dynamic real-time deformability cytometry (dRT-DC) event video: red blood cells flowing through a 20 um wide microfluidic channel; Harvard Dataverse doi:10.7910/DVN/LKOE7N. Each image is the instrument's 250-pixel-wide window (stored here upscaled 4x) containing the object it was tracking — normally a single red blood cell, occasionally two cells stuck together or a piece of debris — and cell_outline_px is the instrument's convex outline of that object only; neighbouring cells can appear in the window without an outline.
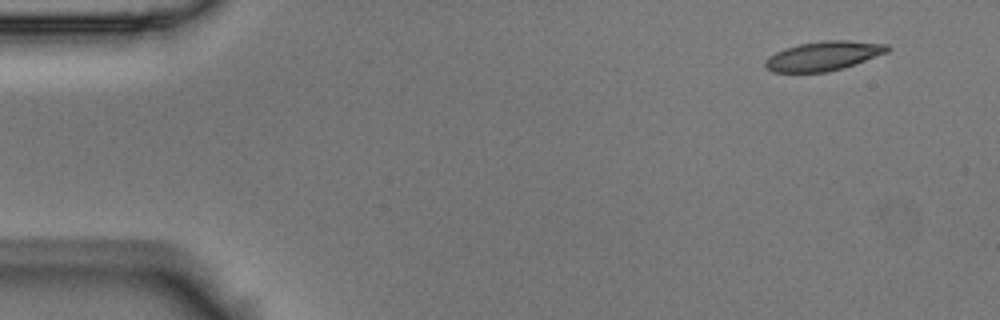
{"species": "Egyptian fruit bat (a non-hibernating species)", "species_latin": "Rousettus aegyptiacus", "temperature_condition": "room temperature", "stored_images_in_passage": 4, "camera_frame_rate_fps": 3000, "um_per_image_px": 0.085, "animal": {"sex": "male"}, "frame": {"image": 1, "passage_image": 1, "time_ms": 0.0, "image_size_px": [1000, 320], "cell_outline_px": [[892, 48], [888, 52], [844, 68], [828, 72], [772, 72], [764, 68], [764, 60], [768, 56], [784, 48], [800, 44], [824, 40], [848, 40], [888, 44]], "centroid_in_image_um": [69.99, 4.76], "position_along_channel_um": 15.0, "area_um2": 21.1}}
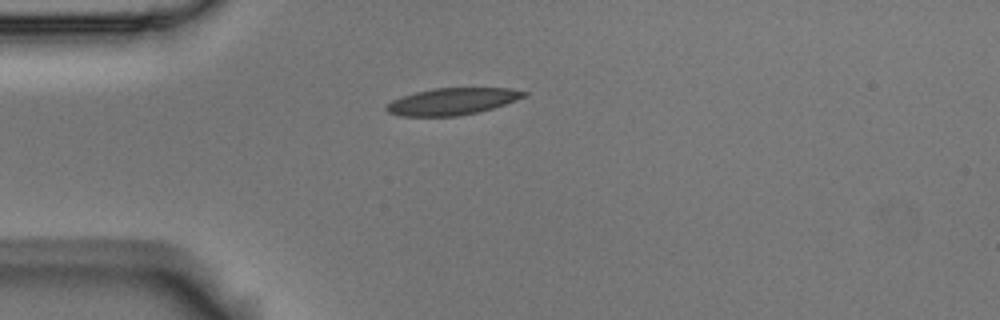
{"frame": {"image": 2, "passage_image": 4, "time_ms": 1.0, "image_size_px": [1000, 320], "cell_outline_px": [[528, 96], [492, 108], [476, 112], [456, 116], [400, 116], [388, 112], [384, 108], [392, 100], [416, 92], [432, 88], [508, 88], [528, 92]], "centroid_in_image_um": [38.44, 8.61], "position_along_channel_um": 46.6, "area_um2": 21.33}}